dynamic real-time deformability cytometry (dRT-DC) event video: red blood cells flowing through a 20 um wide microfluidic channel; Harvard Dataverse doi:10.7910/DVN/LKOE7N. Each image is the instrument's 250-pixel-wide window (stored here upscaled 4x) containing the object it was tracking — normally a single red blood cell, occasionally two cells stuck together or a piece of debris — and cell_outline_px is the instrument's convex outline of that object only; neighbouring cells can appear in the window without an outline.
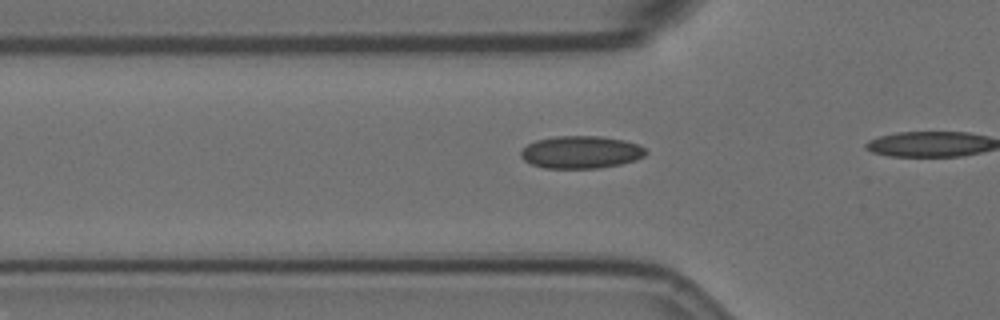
{"species": "Egyptian fruit bat (a non-hibernating species)", "species_latin": "Rousettus aegyptiacus", "temperature_condition": "room temperature", "stored_images_in_passage": 10, "camera_frame_rate_fps": 3000, "um_per_image_px": 0.085, "animal": {"sex": "female"}, "frame": {"image": 1, "passage_image": 5, "time_ms": 1.333, "image_size_px": [1000, 320], "cell_outline_px": [[648, 152], [644, 156], [636, 160], [620, 164], [596, 168], [544, 168], [532, 164], [524, 160], [520, 156], [520, 152], [528, 144], [536, 140], [556, 136], [600, 136], [624, 140], [636, 144], [644, 148]], "centroid_in_image_um": [49.37, 12.93], "position_along_channel_um": 76.4, "area_um2": 23.58}}
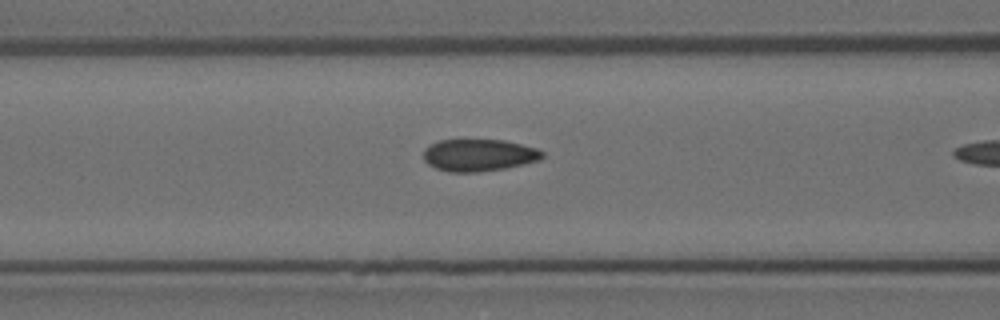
{"frame": {"image": 2, "passage_image": 9, "time_ms": 2.667, "image_size_px": [1000, 320], "cell_outline_px": [[544, 156], [540, 160], [504, 168], [476, 172], [448, 172], [436, 168], [428, 164], [424, 160], [424, 148], [428, 144], [440, 140], [504, 140], [536, 148], [544, 152]], "centroid_in_image_um": [40.67, 13.18], "position_along_channel_um": 125.9, "area_um2": 22.2}}